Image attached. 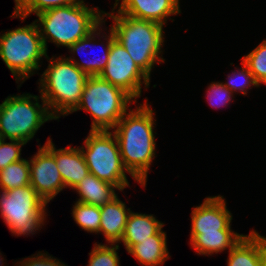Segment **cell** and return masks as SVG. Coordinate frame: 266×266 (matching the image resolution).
<instances>
[{
  "label": "cell",
  "instance_id": "1",
  "mask_svg": "<svg viewBox=\"0 0 266 266\" xmlns=\"http://www.w3.org/2000/svg\"><path fill=\"white\" fill-rule=\"evenodd\" d=\"M146 99L129 109L112 129L115 134L122 163L135 182L146 187L147 177L156 156L155 111Z\"/></svg>",
  "mask_w": 266,
  "mask_h": 266
},
{
  "label": "cell",
  "instance_id": "2",
  "mask_svg": "<svg viewBox=\"0 0 266 266\" xmlns=\"http://www.w3.org/2000/svg\"><path fill=\"white\" fill-rule=\"evenodd\" d=\"M104 12L105 17L112 18L110 28L130 54L134 62L151 79L155 64L165 63L163 48L165 43L164 26L159 23L138 19L115 12ZM116 14V15H115Z\"/></svg>",
  "mask_w": 266,
  "mask_h": 266
},
{
  "label": "cell",
  "instance_id": "3",
  "mask_svg": "<svg viewBox=\"0 0 266 266\" xmlns=\"http://www.w3.org/2000/svg\"><path fill=\"white\" fill-rule=\"evenodd\" d=\"M49 64L39 79V93L55 120L67 116L79 105L88 79L66 56L45 58Z\"/></svg>",
  "mask_w": 266,
  "mask_h": 266
},
{
  "label": "cell",
  "instance_id": "4",
  "mask_svg": "<svg viewBox=\"0 0 266 266\" xmlns=\"http://www.w3.org/2000/svg\"><path fill=\"white\" fill-rule=\"evenodd\" d=\"M82 3L67 5L41 12L35 23L46 51L48 42L57 47L69 48L73 43L87 37L104 21V12L99 7Z\"/></svg>",
  "mask_w": 266,
  "mask_h": 266
},
{
  "label": "cell",
  "instance_id": "5",
  "mask_svg": "<svg viewBox=\"0 0 266 266\" xmlns=\"http://www.w3.org/2000/svg\"><path fill=\"white\" fill-rule=\"evenodd\" d=\"M0 57L16 83L20 82L18 88L40 70L47 51L35 21L0 33Z\"/></svg>",
  "mask_w": 266,
  "mask_h": 266
},
{
  "label": "cell",
  "instance_id": "6",
  "mask_svg": "<svg viewBox=\"0 0 266 266\" xmlns=\"http://www.w3.org/2000/svg\"><path fill=\"white\" fill-rule=\"evenodd\" d=\"M134 103L136 101L123 89L100 76H89L80 103L73 112L90 113L92 131L112 130Z\"/></svg>",
  "mask_w": 266,
  "mask_h": 266
},
{
  "label": "cell",
  "instance_id": "7",
  "mask_svg": "<svg viewBox=\"0 0 266 266\" xmlns=\"http://www.w3.org/2000/svg\"><path fill=\"white\" fill-rule=\"evenodd\" d=\"M51 120L55 119L41 95H10L0 104V134L6 140H19L27 144L39 128Z\"/></svg>",
  "mask_w": 266,
  "mask_h": 266
},
{
  "label": "cell",
  "instance_id": "8",
  "mask_svg": "<svg viewBox=\"0 0 266 266\" xmlns=\"http://www.w3.org/2000/svg\"><path fill=\"white\" fill-rule=\"evenodd\" d=\"M47 205L31 185L0 191V216L16 237L33 236L42 229Z\"/></svg>",
  "mask_w": 266,
  "mask_h": 266
},
{
  "label": "cell",
  "instance_id": "9",
  "mask_svg": "<svg viewBox=\"0 0 266 266\" xmlns=\"http://www.w3.org/2000/svg\"><path fill=\"white\" fill-rule=\"evenodd\" d=\"M84 145L78 146L83 153L91 174L100 180L111 183L119 191L130 187L119 144L112 130H89Z\"/></svg>",
  "mask_w": 266,
  "mask_h": 266
},
{
  "label": "cell",
  "instance_id": "10",
  "mask_svg": "<svg viewBox=\"0 0 266 266\" xmlns=\"http://www.w3.org/2000/svg\"><path fill=\"white\" fill-rule=\"evenodd\" d=\"M99 76L112 85L123 89L136 102L142 95V86L144 85L145 90L150 87L151 79L140 69L127 50L116 39L112 41L108 62Z\"/></svg>",
  "mask_w": 266,
  "mask_h": 266
},
{
  "label": "cell",
  "instance_id": "11",
  "mask_svg": "<svg viewBox=\"0 0 266 266\" xmlns=\"http://www.w3.org/2000/svg\"><path fill=\"white\" fill-rule=\"evenodd\" d=\"M29 166L30 185L49 204L52 199L65 189L55 157L40 144L37 153L29 159Z\"/></svg>",
  "mask_w": 266,
  "mask_h": 266
},
{
  "label": "cell",
  "instance_id": "12",
  "mask_svg": "<svg viewBox=\"0 0 266 266\" xmlns=\"http://www.w3.org/2000/svg\"><path fill=\"white\" fill-rule=\"evenodd\" d=\"M226 199L220 194L204 198L202 204L192 207L190 242L198 234L219 233V230H232V213L226 206Z\"/></svg>",
  "mask_w": 266,
  "mask_h": 266
},
{
  "label": "cell",
  "instance_id": "13",
  "mask_svg": "<svg viewBox=\"0 0 266 266\" xmlns=\"http://www.w3.org/2000/svg\"><path fill=\"white\" fill-rule=\"evenodd\" d=\"M105 21L106 19H104V21L97 28H95V30L92 31L87 37L78 40L77 42L73 43L69 48H67L72 56H67L66 58L69 61L73 62L80 70H82L88 76H99L101 72L105 69L106 64L108 62L110 47L112 41L115 39V34L111 28L109 29V32H106L108 33V35L103 33L107 30V27H104ZM104 28L105 30H103ZM101 39H103V41ZM96 45H100L103 47V49H100L103 50V53H101V57L95 55L96 57L91 58V55L89 56V54L87 55L90 59L87 57L88 59L85 58L82 60H78L74 57L75 54L81 55V53H84L85 50L87 51L93 46L96 47Z\"/></svg>",
  "mask_w": 266,
  "mask_h": 266
},
{
  "label": "cell",
  "instance_id": "14",
  "mask_svg": "<svg viewBox=\"0 0 266 266\" xmlns=\"http://www.w3.org/2000/svg\"><path fill=\"white\" fill-rule=\"evenodd\" d=\"M117 7L119 14L153 21L162 26L172 20L171 16L181 13L180 0H116L113 8Z\"/></svg>",
  "mask_w": 266,
  "mask_h": 266
},
{
  "label": "cell",
  "instance_id": "15",
  "mask_svg": "<svg viewBox=\"0 0 266 266\" xmlns=\"http://www.w3.org/2000/svg\"><path fill=\"white\" fill-rule=\"evenodd\" d=\"M54 157L65 188L73 189L89 173L82 151L78 146L56 149L52 139L48 137L43 145Z\"/></svg>",
  "mask_w": 266,
  "mask_h": 266
},
{
  "label": "cell",
  "instance_id": "16",
  "mask_svg": "<svg viewBox=\"0 0 266 266\" xmlns=\"http://www.w3.org/2000/svg\"><path fill=\"white\" fill-rule=\"evenodd\" d=\"M227 266H266V237L251 230L228 251Z\"/></svg>",
  "mask_w": 266,
  "mask_h": 266
},
{
  "label": "cell",
  "instance_id": "17",
  "mask_svg": "<svg viewBox=\"0 0 266 266\" xmlns=\"http://www.w3.org/2000/svg\"><path fill=\"white\" fill-rule=\"evenodd\" d=\"M130 209L118 195L110 202L100 206V234L105 237L107 244H120L128 215L131 212Z\"/></svg>",
  "mask_w": 266,
  "mask_h": 266
},
{
  "label": "cell",
  "instance_id": "18",
  "mask_svg": "<svg viewBox=\"0 0 266 266\" xmlns=\"http://www.w3.org/2000/svg\"><path fill=\"white\" fill-rule=\"evenodd\" d=\"M153 214L135 213L131 210L128 215L125 231L120 243L128 251L133 245L149 239L157 234L165 224Z\"/></svg>",
  "mask_w": 266,
  "mask_h": 266
},
{
  "label": "cell",
  "instance_id": "19",
  "mask_svg": "<svg viewBox=\"0 0 266 266\" xmlns=\"http://www.w3.org/2000/svg\"><path fill=\"white\" fill-rule=\"evenodd\" d=\"M142 266H162L169 259L167 233L163 228L149 239L133 245L128 251Z\"/></svg>",
  "mask_w": 266,
  "mask_h": 266
},
{
  "label": "cell",
  "instance_id": "20",
  "mask_svg": "<svg viewBox=\"0 0 266 266\" xmlns=\"http://www.w3.org/2000/svg\"><path fill=\"white\" fill-rule=\"evenodd\" d=\"M72 190L79 195L77 202L103 206L118 195L119 189L89 173Z\"/></svg>",
  "mask_w": 266,
  "mask_h": 266
},
{
  "label": "cell",
  "instance_id": "21",
  "mask_svg": "<svg viewBox=\"0 0 266 266\" xmlns=\"http://www.w3.org/2000/svg\"><path fill=\"white\" fill-rule=\"evenodd\" d=\"M244 236L234 230H219V233L198 234L189 244L198 255L212 256L229 251Z\"/></svg>",
  "mask_w": 266,
  "mask_h": 266
},
{
  "label": "cell",
  "instance_id": "22",
  "mask_svg": "<svg viewBox=\"0 0 266 266\" xmlns=\"http://www.w3.org/2000/svg\"><path fill=\"white\" fill-rule=\"evenodd\" d=\"M84 0H14L15 6L11 18L24 21L29 15H35L49 9L84 3Z\"/></svg>",
  "mask_w": 266,
  "mask_h": 266
},
{
  "label": "cell",
  "instance_id": "23",
  "mask_svg": "<svg viewBox=\"0 0 266 266\" xmlns=\"http://www.w3.org/2000/svg\"><path fill=\"white\" fill-rule=\"evenodd\" d=\"M30 185L29 160L22 159L0 170V191Z\"/></svg>",
  "mask_w": 266,
  "mask_h": 266
},
{
  "label": "cell",
  "instance_id": "24",
  "mask_svg": "<svg viewBox=\"0 0 266 266\" xmlns=\"http://www.w3.org/2000/svg\"><path fill=\"white\" fill-rule=\"evenodd\" d=\"M72 217L75 223L87 233H100V206L75 202L72 207Z\"/></svg>",
  "mask_w": 266,
  "mask_h": 266
},
{
  "label": "cell",
  "instance_id": "25",
  "mask_svg": "<svg viewBox=\"0 0 266 266\" xmlns=\"http://www.w3.org/2000/svg\"><path fill=\"white\" fill-rule=\"evenodd\" d=\"M240 68L235 67L236 71L233 70L227 75V82H222L233 94H243L247 95L248 90L252 87H260L259 83L255 80L254 76L251 74L248 66L242 61Z\"/></svg>",
  "mask_w": 266,
  "mask_h": 266
},
{
  "label": "cell",
  "instance_id": "26",
  "mask_svg": "<svg viewBox=\"0 0 266 266\" xmlns=\"http://www.w3.org/2000/svg\"><path fill=\"white\" fill-rule=\"evenodd\" d=\"M241 60L248 66L259 85H266V39L244 55Z\"/></svg>",
  "mask_w": 266,
  "mask_h": 266
},
{
  "label": "cell",
  "instance_id": "27",
  "mask_svg": "<svg viewBox=\"0 0 266 266\" xmlns=\"http://www.w3.org/2000/svg\"><path fill=\"white\" fill-rule=\"evenodd\" d=\"M119 244L94 243L87 266H120Z\"/></svg>",
  "mask_w": 266,
  "mask_h": 266
},
{
  "label": "cell",
  "instance_id": "28",
  "mask_svg": "<svg viewBox=\"0 0 266 266\" xmlns=\"http://www.w3.org/2000/svg\"><path fill=\"white\" fill-rule=\"evenodd\" d=\"M206 99L210 107L218 108L219 107H228L230 102L234 99V94L230 91L221 81L211 82L207 86Z\"/></svg>",
  "mask_w": 266,
  "mask_h": 266
},
{
  "label": "cell",
  "instance_id": "29",
  "mask_svg": "<svg viewBox=\"0 0 266 266\" xmlns=\"http://www.w3.org/2000/svg\"><path fill=\"white\" fill-rule=\"evenodd\" d=\"M6 141V139H3L0 144V170L11 163L22 160V147L26 145V143L19 140L9 139V142Z\"/></svg>",
  "mask_w": 266,
  "mask_h": 266
},
{
  "label": "cell",
  "instance_id": "30",
  "mask_svg": "<svg viewBox=\"0 0 266 266\" xmlns=\"http://www.w3.org/2000/svg\"><path fill=\"white\" fill-rule=\"evenodd\" d=\"M4 257L0 252V266H5ZM16 266H68L64 262L60 261L56 257L49 255L46 251H38V253L33 254L31 257L22 258V260L15 263Z\"/></svg>",
  "mask_w": 266,
  "mask_h": 266
},
{
  "label": "cell",
  "instance_id": "31",
  "mask_svg": "<svg viewBox=\"0 0 266 266\" xmlns=\"http://www.w3.org/2000/svg\"><path fill=\"white\" fill-rule=\"evenodd\" d=\"M3 137H2V135L0 134V144H1V142L3 141Z\"/></svg>",
  "mask_w": 266,
  "mask_h": 266
}]
</instances>
